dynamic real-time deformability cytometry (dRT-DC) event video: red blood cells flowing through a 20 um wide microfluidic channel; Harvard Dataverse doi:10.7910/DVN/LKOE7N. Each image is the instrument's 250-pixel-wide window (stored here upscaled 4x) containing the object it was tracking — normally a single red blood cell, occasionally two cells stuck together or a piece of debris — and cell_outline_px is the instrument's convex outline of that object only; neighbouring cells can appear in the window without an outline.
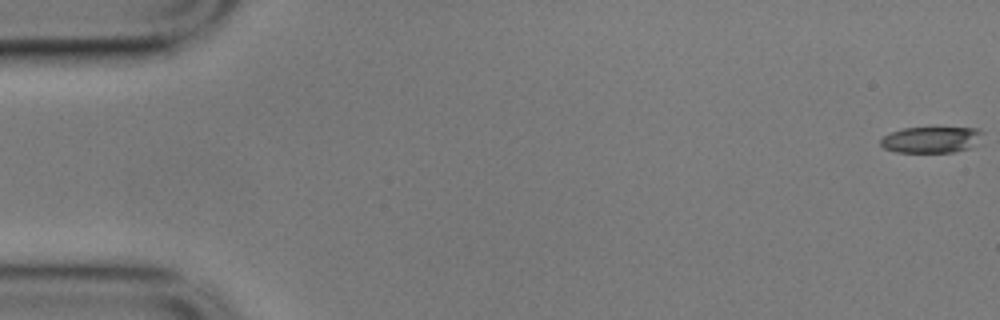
{"species": "common noctule bat (a hibernating species)", "species_latin": "Nyctalus noctula", "temperature_condition": "cold", "stored_images_in_passage": 57, "camera_frame_rate_fps": 3000, "um_per_image_px": 0.085, "animal": {"sex": "male", "body_mass_g": 17.9}, "frame": {"image": 1, "passage_image": 1, "time_ms": 0.0, "image_size_px": [1000, 320], "cell_outline_px": [[984, 132], [968, 148], [952, 152], [896, 152], [884, 148], [880, 144], [880, 140], [884, 136], [892, 132], [904, 128], [980, 128]], "centroid_in_image_um": [79.1, 11.87], "position_along_channel_um": 5.9, "area_um2": 15.2}}
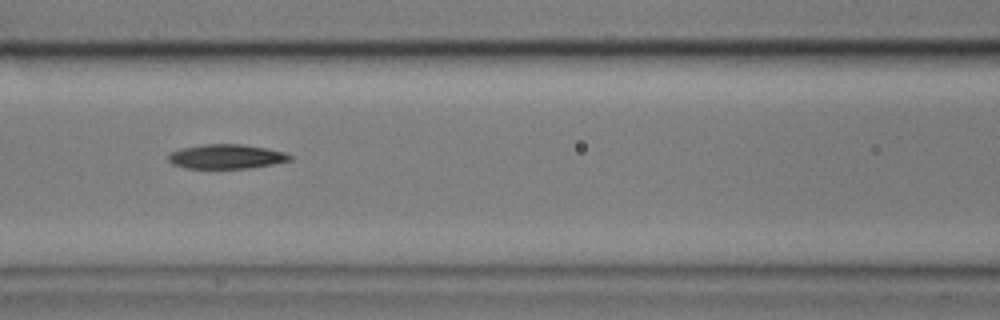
{"frame": {"image": 2, "passage_image": 25, "time_ms": 8.0, "image_size_px": [1000, 320], "cell_outline_px": [[292, 160], [252, 168], [184, 168], [172, 164], [168, 160], [168, 156], [172, 152], [180, 148], [204, 144], [240, 144], [268, 148], [284, 152], [292, 156]], "centroid_in_image_um": [19.24, 13.3], "position_along_channel_um": 147.4, "area_um2": 17.34}}
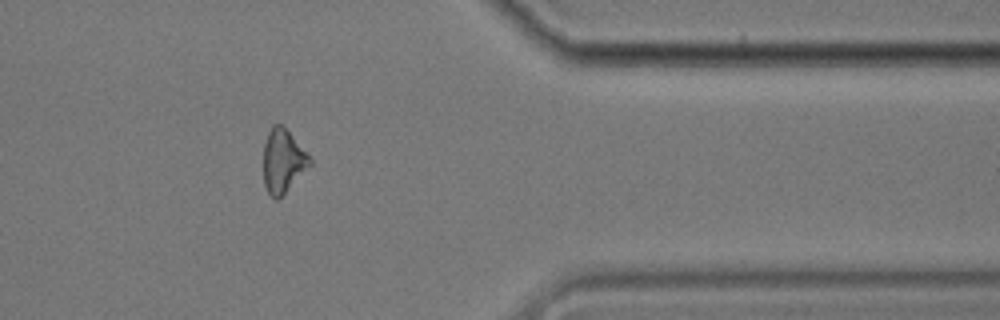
{"frame": {"image": 3, "passage_image": 47, "time_ms": 15.333, "image_size_px": [1000, 320], "cell_outline_px": [[312, 164], [276, 200], [268, 192], [264, 184], [264, 144], [268, 132], [272, 124], [284, 124], [312, 156]], "centroid_in_image_um": [24.08, 13.59], "position_along_channel_um": 387.3, "area_um2": 17.34}, "authors_computed_cell_mechanics": {"area_um2": 17.918, "velocity_mm_per_s": 3.5178, "shape_relaxation_time_tau1_ms": 8.5933, "shape_relaxation_time_tau2_ms": null, "deformation_change_tau1": 0.1738, "deformation_change_tau2": null}}